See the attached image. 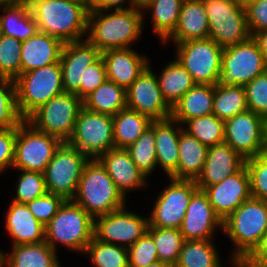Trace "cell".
I'll use <instances>...</instances> for the list:
<instances>
[{"mask_svg": "<svg viewBox=\"0 0 267 267\" xmlns=\"http://www.w3.org/2000/svg\"><path fill=\"white\" fill-rule=\"evenodd\" d=\"M83 107L91 112L114 116L127 107L126 89L106 80L83 99Z\"/></svg>", "mask_w": 267, "mask_h": 267, "instance_id": "33", "label": "cell"}, {"mask_svg": "<svg viewBox=\"0 0 267 267\" xmlns=\"http://www.w3.org/2000/svg\"><path fill=\"white\" fill-rule=\"evenodd\" d=\"M84 254H89L95 267H129L128 249L93 237Z\"/></svg>", "mask_w": 267, "mask_h": 267, "instance_id": "39", "label": "cell"}, {"mask_svg": "<svg viewBox=\"0 0 267 267\" xmlns=\"http://www.w3.org/2000/svg\"><path fill=\"white\" fill-rule=\"evenodd\" d=\"M125 207L94 219L97 240L129 248L147 232L148 217L126 211Z\"/></svg>", "mask_w": 267, "mask_h": 267, "instance_id": "16", "label": "cell"}, {"mask_svg": "<svg viewBox=\"0 0 267 267\" xmlns=\"http://www.w3.org/2000/svg\"><path fill=\"white\" fill-rule=\"evenodd\" d=\"M224 142L244 160L267 151V120L253 111L225 121Z\"/></svg>", "mask_w": 267, "mask_h": 267, "instance_id": "13", "label": "cell"}, {"mask_svg": "<svg viewBox=\"0 0 267 267\" xmlns=\"http://www.w3.org/2000/svg\"><path fill=\"white\" fill-rule=\"evenodd\" d=\"M147 233L153 238L159 261L175 267L185 241L180 229L148 226Z\"/></svg>", "mask_w": 267, "mask_h": 267, "instance_id": "38", "label": "cell"}, {"mask_svg": "<svg viewBox=\"0 0 267 267\" xmlns=\"http://www.w3.org/2000/svg\"><path fill=\"white\" fill-rule=\"evenodd\" d=\"M4 252L0 251V267H4Z\"/></svg>", "mask_w": 267, "mask_h": 267, "instance_id": "59", "label": "cell"}, {"mask_svg": "<svg viewBox=\"0 0 267 267\" xmlns=\"http://www.w3.org/2000/svg\"><path fill=\"white\" fill-rule=\"evenodd\" d=\"M169 178L171 184L158 195L148 217L151 227L179 229L189 201L198 189L195 180Z\"/></svg>", "mask_w": 267, "mask_h": 267, "instance_id": "15", "label": "cell"}, {"mask_svg": "<svg viewBox=\"0 0 267 267\" xmlns=\"http://www.w3.org/2000/svg\"><path fill=\"white\" fill-rule=\"evenodd\" d=\"M22 41L4 35L0 40V77L15 81L21 74Z\"/></svg>", "mask_w": 267, "mask_h": 267, "instance_id": "43", "label": "cell"}, {"mask_svg": "<svg viewBox=\"0 0 267 267\" xmlns=\"http://www.w3.org/2000/svg\"><path fill=\"white\" fill-rule=\"evenodd\" d=\"M107 80L106 66L101 56L95 63L87 66L81 75L80 99H84Z\"/></svg>", "mask_w": 267, "mask_h": 267, "instance_id": "49", "label": "cell"}, {"mask_svg": "<svg viewBox=\"0 0 267 267\" xmlns=\"http://www.w3.org/2000/svg\"><path fill=\"white\" fill-rule=\"evenodd\" d=\"M126 149L137 168L147 177L150 176L157 167L154 131L148 128Z\"/></svg>", "mask_w": 267, "mask_h": 267, "instance_id": "41", "label": "cell"}, {"mask_svg": "<svg viewBox=\"0 0 267 267\" xmlns=\"http://www.w3.org/2000/svg\"><path fill=\"white\" fill-rule=\"evenodd\" d=\"M209 21V38L222 48L247 41L245 6L237 0H203Z\"/></svg>", "mask_w": 267, "mask_h": 267, "instance_id": "7", "label": "cell"}, {"mask_svg": "<svg viewBox=\"0 0 267 267\" xmlns=\"http://www.w3.org/2000/svg\"><path fill=\"white\" fill-rule=\"evenodd\" d=\"M72 200L94 219L118 210L126 203V199L97 159H90L84 165L76 194Z\"/></svg>", "mask_w": 267, "mask_h": 267, "instance_id": "4", "label": "cell"}, {"mask_svg": "<svg viewBox=\"0 0 267 267\" xmlns=\"http://www.w3.org/2000/svg\"><path fill=\"white\" fill-rule=\"evenodd\" d=\"M248 110L243 85L218 83L214 85L213 114L221 120H228Z\"/></svg>", "mask_w": 267, "mask_h": 267, "instance_id": "35", "label": "cell"}, {"mask_svg": "<svg viewBox=\"0 0 267 267\" xmlns=\"http://www.w3.org/2000/svg\"><path fill=\"white\" fill-rule=\"evenodd\" d=\"M82 108V99L76 94L64 92L41 105L26 120L36 129L67 142Z\"/></svg>", "mask_w": 267, "mask_h": 267, "instance_id": "10", "label": "cell"}, {"mask_svg": "<svg viewBox=\"0 0 267 267\" xmlns=\"http://www.w3.org/2000/svg\"><path fill=\"white\" fill-rule=\"evenodd\" d=\"M12 245L40 243L45 241V226L40 223L26 204L11 201L5 220Z\"/></svg>", "mask_w": 267, "mask_h": 267, "instance_id": "27", "label": "cell"}, {"mask_svg": "<svg viewBox=\"0 0 267 267\" xmlns=\"http://www.w3.org/2000/svg\"><path fill=\"white\" fill-rule=\"evenodd\" d=\"M16 195L12 201L26 204L47 193L44 173L37 171L19 170Z\"/></svg>", "mask_w": 267, "mask_h": 267, "instance_id": "44", "label": "cell"}, {"mask_svg": "<svg viewBox=\"0 0 267 267\" xmlns=\"http://www.w3.org/2000/svg\"><path fill=\"white\" fill-rule=\"evenodd\" d=\"M178 149V167L169 177L196 180L202 172L208 148L183 128L179 135Z\"/></svg>", "mask_w": 267, "mask_h": 267, "instance_id": "28", "label": "cell"}, {"mask_svg": "<svg viewBox=\"0 0 267 267\" xmlns=\"http://www.w3.org/2000/svg\"><path fill=\"white\" fill-rule=\"evenodd\" d=\"M222 230L236 246L232 263L242 262L267 232V202L250 197L223 221Z\"/></svg>", "mask_w": 267, "mask_h": 267, "instance_id": "3", "label": "cell"}, {"mask_svg": "<svg viewBox=\"0 0 267 267\" xmlns=\"http://www.w3.org/2000/svg\"><path fill=\"white\" fill-rule=\"evenodd\" d=\"M248 110L267 120V71L244 85Z\"/></svg>", "mask_w": 267, "mask_h": 267, "instance_id": "46", "label": "cell"}, {"mask_svg": "<svg viewBox=\"0 0 267 267\" xmlns=\"http://www.w3.org/2000/svg\"><path fill=\"white\" fill-rule=\"evenodd\" d=\"M250 176L251 197L267 202V151L245 160Z\"/></svg>", "mask_w": 267, "mask_h": 267, "instance_id": "45", "label": "cell"}, {"mask_svg": "<svg viewBox=\"0 0 267 267\" xmlns=\"http://www.w3.org/2000/svg\"><path fill=\"white\" fill-rule=\"evenodd\" d=\"M157 75L148 66L126 90L127 108L149 116L152 120L168 119L172 108L164 100Z\"/></svg>", "mask_w": 267, "mask_h": 267, "instance_id": "17", "label": "cell"}, {"mask_svg": "<svg viewBox=\"0 0 267 267\" xmlns=\"http://www.w3.org/2000/svg\"><path fill=\"white\" fill-rule=\"evenodd\" d=\"M266 70L267 62L252 36L223 49L220 83L244 86Z\"/></svg>", "mask_w": 267, "mask_h": 267, "instance_id": "14", "label": "cell"}, {"mask_svg": "<svg viewBox=\"0 0 267 267\" xmlns=\"http://www.w3.org/2000/svg\"><path fill=\"white\" fill-rule=\"evenodd\" d=\"M64 202L65 199L62 196L47 192L43 196L27 202L26 206L34 217L45 226Z\"/></svg>", "mask_w": 267, "mask_h": 267, "instance_id": "48", "label": "cell"}, {"mask_svg": "<svg viewBox=\"0 0 267 267\" xmlns=\"http://www.w3.org/2000/svg\"><path fill=\"white\" fill-rule=\"evenodd\" d=\"M244 164L245 160L227 143L213 145L208 148L205 164L195 183L198 189L203 190L205 187L222 182Z\"/></svg>", "mask_w": 267, "mask_h": 267, "instance_id": "22", "label": "cell"}, {"mask_svg": "<svg viewBox=\"0 0 267 267\" xmlns=\"http://www.w3.org/2000/svg\"><path fill=\"white\" fill-rule=\"evenodd\" d=\"M83 3L88 12L107 10V0H84Z\"/></svg>", "mask_w": 267, "mask_h": 267, "instance_id": "54", "label": "cell"}, {"mask_svg": "<svg viewBox=\"0 0 267 267\" xmlns=\"http://www.w3.org/2000/svg\"><path fill=\"white\" fill-rule=\"evenodd\" d=\"M239 3H241L242 5H245L247 4L249 1H252V0H237Z\"/></svg>", "mask_w": 267, "mask_h": 267, "instance_id": "61", "label": "cell"}, {"mask_svg": "<svg viewBox=\"0 0 267 267\" xmlns=\"http://www.w3.org/2000/svg\"><path fill=\"white\" fill-rule=\"evenodd\" d=\"M5 11L0 14L4 35L25 41L39 32L29 4L0 5Z\"/></svg>", "mask_w": 267, "mask_h": 267, "instance_id": "31", "label": "cell"}, {"mask_svg": "<svg viewBox=\"0 0 267 267\" xmlns=\"http://www.w3.org/2000/svg\"><path fill=\"white\" fill-rule=\"evenodd\" d=\"M205 38H209V21L203 0H184L175 30L163 42Z\"/></svg>", "mask_w": 267, "mask_h": 267, "instance_id": "26", "label": "cell"}, {"mask_svg": "<svg viewBox=\"0 0 267 267\" xmlns=\"http://www.w3.org/2000/svg\"><path fill=\"white\" fill-rule=\"evenodd\" d=\"M251 36L267 29V0H252L244 5Z\"/></svg>", "mask_w": 267, "mask_h": 267, "instance_id": "50", "label": "cell"}, {"mask_svg": "<svg viewBox=\"0 0 267 267\" xmlns=\"http://www.w3.org/2000/svg\"><path fill=\"white\" fill-rule=\"evenodd\" d=\"M14 82L17 109L23 119L52 97L64 93L60 62L21 73Z\"/></svg>", "mask_w": 267, "mask_h": 267, "instance_id": "6", "label": "cell"}, {"mask_svg": "<svg viewBox=\"0 0 267 267\" xmlns=\"http://www.w3.org/2000/svg\"><path fill=\"white\" fill-rule=\"evenodd\" d=\"M67 142L89 159H97L115 147L113 116L91 112L83 107L76 119L74 132Z\"/></svg>", "mask_w": 267, "mask_h": 267, "instance_id": "12", "label": "cell"}, {"mask_svg": "<svg viewBox=\"0 0 267 267\" xmlns=\"http://www.w3.org/2000/svg\"><path fill=\"white\" fill-rule=\"evenodd\" d=\"M245 266H264L267 267V232L261 238L260 243L242 261Z\"/></svg>", "mask_w": 267, "mask_h": 267, "instance_id": "52", "label": "cell"}, {"mask_svg": "<svg viewBox=\"0 0 267 267\" xmlns=\"http://www.w3.org/2000/svg\"><path fill=\"white\" fill-rule=\"evenodd\" d=\"M11 247V253L4 254V267H61L56 251L45 241Z\"/></svg>", "mask_w": 267, "mask_h": 267, "instance_id": "30", "label": "cell"}, {"mask_svg": "<svg viewBox=\"0 0 267 267\" xmlns=\"http://www.w3.org/2000/svg\"><path fill=\"white\" fill-rule=\"evenodd\" d=\"M184 0H152L143 9L152 10L153 30L163 42L174 30L178 22Z\"/></svg>", "mask_w": 267, "mask_h": 267, "instance_id": "37", "label": "cell"}, {"mask_svg": "<svg viewBox=\"0 0 267 267\" xmlns=\"http://www.w3.org/2000/svg\"><path fill=\"white\" fill-rule=\"evenodd\" d=\"M106 12L95 10L88 13L86 39L101 52L130 48L142 34L143 11L131 8Z\"/></svg>", "mask_w": 267, "mask_h": 267, "instance_id": "1", "label": "cell"}, {"mask_svg": "<svg viewBox=\"0 0 267 267\" xmlns=\"http://www.w3.org/2000/svg\"><path fill=\"white\" fill-rule=\"evenodd\" d=\"M94 237V218L73 200H65L45 225V242L56 251L57 243L84 253Z\"/></svg>", "mask_w": 267, "mask_h": 267, "instance_id": "5", "label": "cell"}, {"mask_svg": "<svg viewBox=\"0 0 267 267\" xmlns=\"http://www.w3.org/2000/svg\"><path fill=\"white\" fill-rule=\"evenodd\" d=\"M101 56L102 52L86 38L65 43L60 57L64 92L76 94L80 98L82 72Z\"/></svg>", "mask_w": 267, "mask_h": 267, "instance_id": "20", "label": "cell"}, {"mask_svg": "<svg viewBox=\"0 0 267 267\" xmlns=\"http://www.w3.org/2000/svg\"><path fill=\"white\" fill-rule=\"evenodd\" d=\"M126 1H128L130 5H128L125 8L123 4L126 3ZM131 8H133V0H107V11L108 10L110 11V9H112L113 11L118 9H131Z\"/></svg>", "mask_w": 267, "mask_h": 267, "instance_id": "55", "label": "cell"}, {"mask_svg": "<svg viewBox=\"0 0 267 267\" xmlns=\"http://www.w3.org/2000/svg\"><path fill=\"white\" fill-rule=\"evenodd\" d=\"M61 143L59 138L36 129L24 119L16 128L12 168L44 173Z\"/></svg>", "mask_w": 267, "mask_h": 267, "instance_id": "9", "label": "cell"}, {"mask_svg": "<svg viewBox=\"0 0 267 267\" xmlns=\"http://www.w3.org/2000/svg\"><path fill=\"white\" fill-rule=\"evenodd\" d=\"M186 129L190 135L197 138L207 148L224 142L225 121L213 113L188 120Z\"/></svg>", "mask_w": 267, "mask_h": 267, "instance_id": "40", "label": "cell"}, {"mask_svg": "<svg viewBox=\"0 0 267 267\" xmlns=\"http://www.w3.org/2000/svg\"><path fill=\"white\" fill-rule=\"evenodd\" d=\"M216 226L223 229V221L215 213L206 193L197 189L189 201L179 228L184 240H211Z\"/></svg>", "mask_w": 267, "mask_h": 267, "instance_id": "19", "label": "cell"}, {"mask_svg": "<svg viewBox=\"0 0 267 267\" xmlns=\"http://www.w3.org/2000/svg\"><path fill=\"white\" fill-rule=\"evenodd\" d=\"M107 80L128 89L137 77L149 66L145 55L131 48L111 49L102 52Z\"/></svg>", "mask_w": 267, "mask_h": 267, "instance_id": "23", "label": "cell"}, {"mask_svg": "<svg viewBox=\"0 0 267 267\" xmlns=\"http://www.w3.org/2000/svg\"><path fill=\"white\" fill-rule=\"evenodd\" d=\"M252 37L257 42L259 49L267 62V29L254 33Z\"/></svg>", "mask_w": 267, "mask_h": 267, "instance_id": "53", "label": "cell"}, {"mask_svg": "<svg viewBox=\"0 0 267 267\" xmlns=\"http://www.w3.org/2000/svg\"><path fill=\"white\" fill-rule=\"evenodd\" d=\"M63 46L61 40L42 32L22 41L21 73L60 62Z\"/></svg>", "mask_w": 267, "mask_h": 267, "instance_id": "25", "label": "cell"}, {"mask_svg": "<svg viewBox=\"0 0 267 267\" xmlns=\"http://www.w3.org/2000/svg\"><path fill=\"white\" fill-rule=\"evenodd\" d=\"M234 267H246L242 262H234L232 263Z\"/></svg>", "mask_w": 267, "mask_h": 267, "instance_id": "60", "label": "cell"}, {"mask_svg": "<svg viewBox=\"0 0 267 267\" xmlns=\"http://www.w3.org/2000/svg\"><path fill=\"white\" fill-rule=\"evenodd\" d=\"M152 119L130 108H124L113 116V137L116 148H128L152 123Z\"/></svg>", "mask_w": 267, "mask_h": 267, "instance_id": "32", "label": "cell"}, {"mask_svg": "<svg viewBox=\"0 0 267 267\" xmlns=\"http://www.w3.org/2000/svg\"><path fill=\"white\" fill-rule=\"evenodd\" d=\"M30 10L39 32L64 44L83 40L87 34L88 11L79 0H30Z\"/></svg>", "mask_w": 267, "mask_h": 267, "instance_id": "2", "label": "cell"}, {"mask_svg": "<svg viewBox=\"0 0 267 267\" xmlns=\"http://www.w3.org/2000/svg\"><path fill=\"white\" fill-rule=\"evenodd\" d=\"M3 36H4V34H3L1 23H0V40L2 39Z\"/></svg>", "mask_w": 267, "mask_h": 267, "instance_id": "62", "label": "cell"}, {"mask_svg": "<svg viewBox=\"0 0 267 267\" xmlns=\"http://www.w3.org/2000/svg\"><path fill=\"white\" fill-rule=\"evenodd\" d=\"M97 160L106 169L125 199L127 191L141 188L148 181L147 176L137 168L125 148L114 147L100 155Z\"/></svg>", "mask_w": 267, "mask_h": 267, "instance_id": "21", "label": "cell"}, {"mask_svg": "<svg viewBox=\"0 0 267 267\" xmlns=\"http://www.w3.org/2000/svg\"><path fill=\"white\" fill-rule=\"evenodd\" d=\"M203 191L215 213L224 221L251 197L250 176L246 164L222 182L205 187Z\"/></svg>", "mask_w": 267, "mask_h": 267, "instance_id": "18", "label": "cell"}, {"mask_svg": "<svg viewBox=\"0 0 267 267\" xmlns=\"http://www.w3.org/2000/svg\"><path fill=\"white\" fill-rule=\"evenodd\" d=\"M144 267H173V266L170 264L161 262V261H156V262H154L150 265L144 266Z\"/></svg>", "mask_w": 267, "mask_h": 267, "instance_id": "58", "label": "cell"}, {"mask_svg": "<svg viewBox=\"0 0 267 267\" xmlns=\"http://www.w3.org/2000/svg\"><path fill=\"white\" fill-rule=\"evenodd\" d=\"M214 85L195 84L172 107L171 117L181 125L213 113Z\"/></svg>", "mask_w": 267, "mask_h": 267, "instance_id": "29", "label": "cell"}, {"mask_svg": "<svg viewBox=\"0 0 267 267\" xmlns=\"http://www.w3.org/2000/svg\"><path fill=\"white\" fill-rule=\"evenodd\" d=\"M30 0H0V5L29 4Z\"/></svg>", "mask_w": 267, "mask_h": 267, "instance_id": "57", "label": "cell"}, {"mask_svg": "<svg viewBox=\"0 0 267 267\" xmlns=\"http://www.w3.org/2000/svg\"><path fill=\"white\" fill-rule=\"evenodd\" d=\"M246 267H264V266H246Z\"/></svg>", "mask_w": 267, "mask_h": 267, "instance_id": "63", "label": "cell"}, {"mask_svg": "<svg viewBox=\"0 0 267 267\" xmlns=\"http://www.w3.org/2000/svg\"><path fill=\"white\" fill-rule=\"evenodd\" d=\"M151 2H152V0H133V8L143 10Z\"/></svg>", "mask_w": 267, "mask_h": 267, "instance_id": "56", "label": "cell"}, {"mask_svg": "<svg viewBox=\"0 0 267 267\" xmlns=\"http://www.w3.org/2000/svg\"><path fill=\"white\" fill-rule=\"evenodd\" d=\"M176 45V60L196 84L220 82L223 49L211 38L187 40Z\"/></svg>", "mask_w": 267, "mask_h": 267, "instance_id": "8", "label": "cell"}, {"mask_svg": "<svg viewBox=\"0 0 267 267\" xmlns=\"http://www.w3.org/2000/svg\"><path fill=\"white\" fill-rule=\"evenodd\" d=\"M89 160L76 147L62 142L44 171L47 192L62 196L65 200H72L84 165Z\"/></svg>", "mask_w": 267, "mask_h": 267, "instance_id": "11", "label": "cell"}, {"mask_svg": "<svg viewBox=\"0 0 267 267\" xmlns=\"http://www.w3.org/2000/svg\"><path fill=\"white\" fill-rule=\"evenodd\" d=\"M23 120L17 109L15 82L0 77V130L17 128Z\"/></svg>", "mask_w": 267, "mask_h": 267, "instance_id": "42", "label": "cell"}, {"mask_svg": "<svg viewBox=\"0 0 267 267\" xmlns=\"http://www.w3.org/2000/svg\"><path fill=\"white\" fill-rule=\"evenodd\" d=\"M157 80L162 96L171 108L196 84L190 73L176 59L162 69Z\"/></svg>", "mask_w": 267, "mask_h": 267, "instance_id": "34", "label": "cell"}, {"mask_svg": "<svg viewBox=\"0 0 267 267\" xmlns=\"http://www.w3.org/2000/svg\"><path fill=\"white\" fill-rule=\"evenodd\" d=\"M16 128L0 130V173L13 167Z\"/></svg>", "mask_w": 267, "mask_h": 267, "instance_id": "51", "label": "cell"}, {"mask_svg": "<svg viewBox=\"0 0 267 267\" xmlns=\"http://www.w3.org/2000/svg\"><path fill=\"white\" fill-rule=\"evenodd\" d=\"M179 125L180 123L172 117L164 120H153L150 125L155 136L157 167L160 165L168 177L178 167L179 135L184 128L183 125L182 127Z\"/></svg>", "mask_w": 267, "mask_h": 267, "instance_id": "24", "label": "cell"}, {"mask_svg": "<svg viewBox=\"0 0 267 267\" xmlns=\"http://www.w3.org/2000/svg\"><path fill=\"white\" fill-rule=\"evenodd\" d=\"M127 249L129 267H144L159 261L153 238L147 232Z\"/></svg>", "mask_w": 267, "mask_h": 267, "instance_id": "47", "label": "cell"}, {"mask_svg": "<svg viewBox=\"0 0 267 267\" xmlns=\"http://www.w3.org/2000/svg\"><path fill=\"white\" fill-rule=\"evenodd\" d=\"M211 240H185L175 267H222Z\"/></svg>", "mask_w": 267, "mask_h": 267, "instance_id": "36", "label": "cell"}]
</instances>
